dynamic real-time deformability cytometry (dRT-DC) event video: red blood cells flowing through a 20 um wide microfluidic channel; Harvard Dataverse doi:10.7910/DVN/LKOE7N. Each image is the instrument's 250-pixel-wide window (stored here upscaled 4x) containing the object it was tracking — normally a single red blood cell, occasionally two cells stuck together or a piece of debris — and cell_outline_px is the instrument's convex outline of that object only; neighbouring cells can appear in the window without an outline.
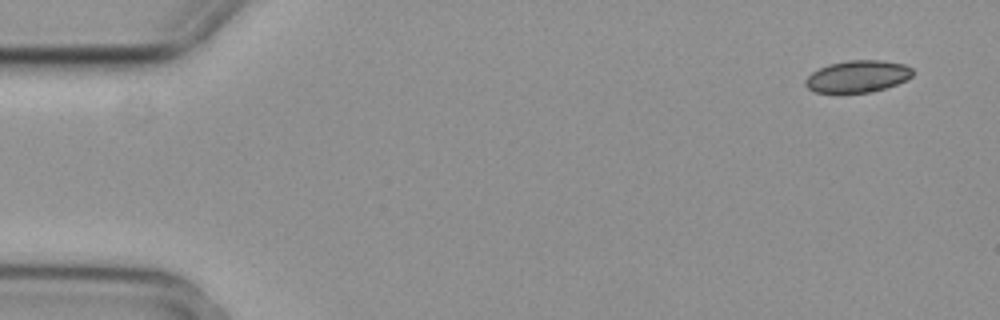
{"species": "common noctule bat (a hibernating species)", "species_latin": "Nyctalus noctula", "temperature_condition": "cold", "stored_images_in_passage": 6, "camera_frame_rate_fps": 3000, "um_per_image_px": 0.085, "animal": {"sex": "female", "body_mass_g": 29.2, "forearm_length_mm": 56.3}, "frame": {"image": 1, "passage_image": 1, "time_ms": 0.0, "image_size_px": [1000, 320], "cell_outline_px": [[912, 76], [908, 80], [884, 88], [868, 92], [812, 92], [804, 84], [804, 80], [812, 72], [828, 64], [848, 60], [880, 60], [904, 64], [912, 68]], "centroid_in_image_um": [72.89, 6.48], "position_along_channel_um": 12.1, "area_um2": 19.88}}
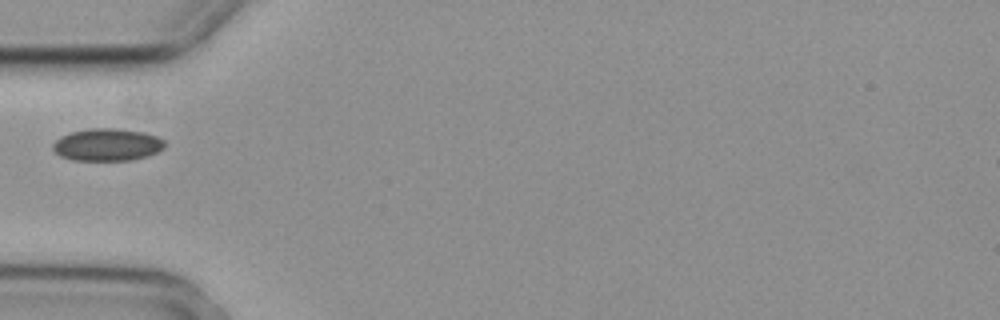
{"frame": {"image": 2, "passage_image": 5, "time_ms": 1.333, "image_size_px": [1000, 320], "cell_outline_px": [[164, 148], [148, 156], [132, 160], [72, 160], [60, 156], [52, 148], [52, 144], [60, 136], [72, 132], [88, 128], [116, 128], [144, 132], [156, 136], [164, 140]], "centroid_in_image_um": [9.1, 12.3], "position_along_channel_um": 75.9, "area_um2": 21.15}}
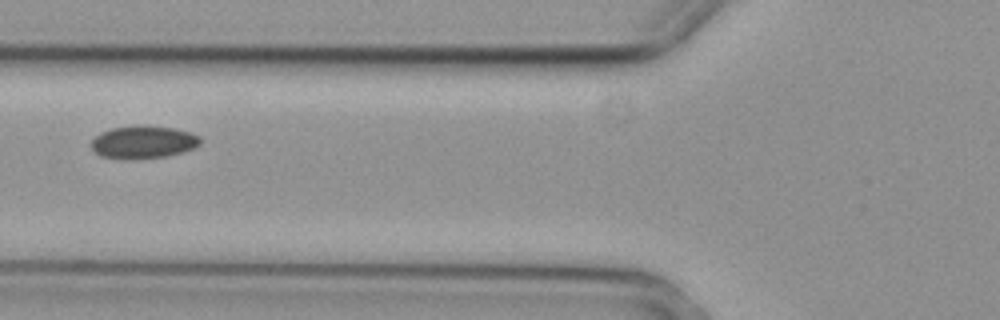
{"frame": {"image": 3, "passage_image": 6, "time_ms": 1.667, "image_size_px": [1000, 320], "cell_outline_px": [[200, 144], [196, 148], [184, 152], [168, 156], [132, 160], [124, 160], [100, 156], [92, 148], [92, 140], [100, 132], [112, 128], [172, 128], [188, 132], [200, 136]], "centroid_in_image_um": [12.19, 12.15], "position_along_channel_um": 113.6, "area_um2": 20.29}}